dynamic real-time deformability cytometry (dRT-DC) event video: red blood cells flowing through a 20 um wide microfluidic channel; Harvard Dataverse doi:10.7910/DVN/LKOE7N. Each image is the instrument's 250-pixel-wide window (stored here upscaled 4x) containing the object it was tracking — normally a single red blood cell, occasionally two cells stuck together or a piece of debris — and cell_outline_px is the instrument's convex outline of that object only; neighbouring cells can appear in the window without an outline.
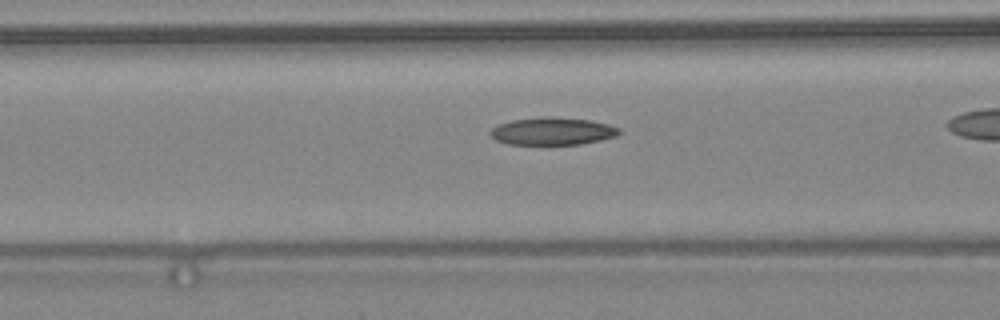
{"species": "common noctule bat (a hibernating species)", "species_latin": "Nyctalus noctula", "temperature_condition": "warm", "stored_images_in_passage": 33, "camera_frame_rate_fps": 3000, "um_per_image_px": 0.085, "animal": {"sex": "female", "body_mass_g": 24.6, "forearm_length_mm": 56.2}, "frame": {"image": 1, "passage_image": 15, "time_ms": 4.667, "image_size_px": [1000, 320], "cell_outline_px": [[620, 132], [616, 136], [600, 140], [580, 144], [508, 144], [496, 140], [488, 132], [496, 124], [512, 120], [544, 116], [548, 116], [592, 120], [608, 124], [620, 128]], "centroid_in_image_um": [46.94, 11.14], "position_along_channel_um": 119.7, "area_um2": 20.75}}